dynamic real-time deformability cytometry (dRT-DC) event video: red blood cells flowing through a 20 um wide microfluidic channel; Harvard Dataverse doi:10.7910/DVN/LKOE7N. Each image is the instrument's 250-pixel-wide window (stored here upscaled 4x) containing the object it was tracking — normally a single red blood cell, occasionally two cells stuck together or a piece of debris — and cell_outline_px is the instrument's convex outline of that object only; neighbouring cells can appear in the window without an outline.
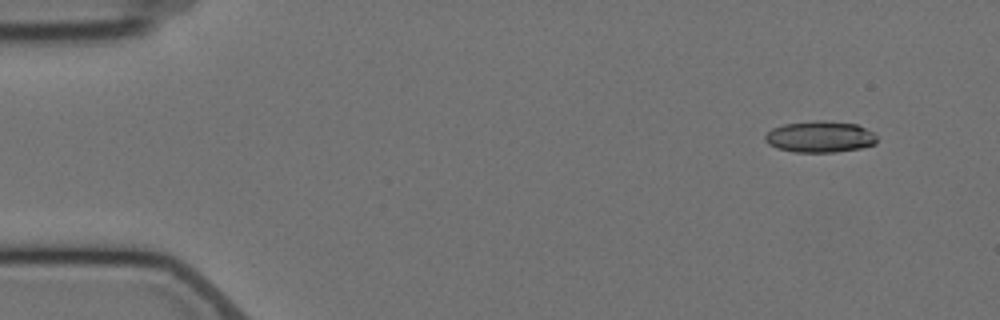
{"species": "Egyptian fruit bat (a non-hibernating species)", "species_latin": "Rousettus aegyptiacus", "temperature_condition": "cold", "stored_images_in_passage": 10, "camera_frame_rate_fps": 3000, "um_per_image_px": 0.085, "animal": {"sex": "female"}, "frame": {"image": 1, "passage_image": 1, "time_ms": 0.0, "image_size_px": [1000, 320], "cell_outline_px": [[876, 144], [860, 148], [836, 152], [796, 152], [776, 148], [768, 144], [764, 140], [764, 136], [772, 128], [784, 124], [816, 120], [820, 120], [856, 124], [872, 132], [876, 136]], "centroid_in_image_um": [69.67, 11.63], "position_along_channel_um": 15.3, "area_um2": 20.4}}
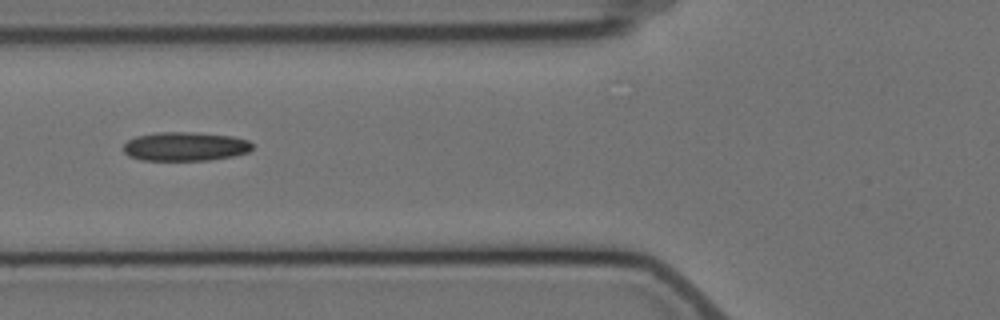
{"frame": {"image": 2, "passage_image": 6, "time_ms": 5.667, "image_size_px": [1000, 320], "cell_outline_px": [[252, 148], [248, 152], [232, 156], [208, 160], [140, 160], [128, 156], [124, 152], [124, 144], [128, 140], [136, 136], [160, 132], [196, 132], [232, 136], [248, 140], [252, 144]], "centroid_in_image_um": [15.73, 12.44], "position_along_channel_um": 110.1, "area_um2": 21.73}}
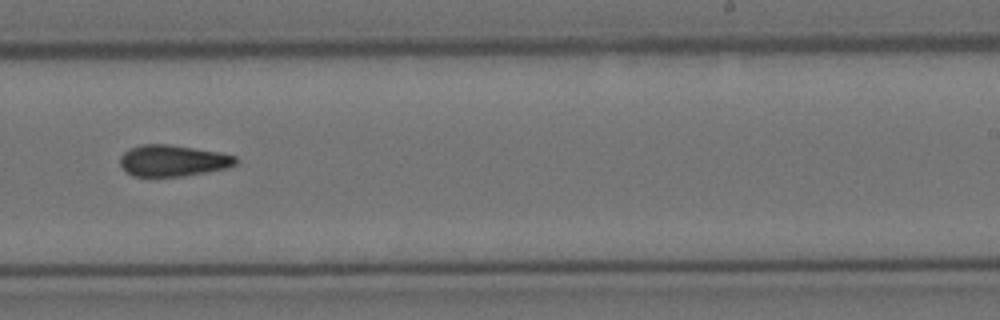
{"frame": {"image": 3, "passage_image": 10, "time_ms": 10.333, "image_size_px": [1000, 320], "cell_outline_px": [[240, 160], [236, 164], [228, 168], [184, 176], [132, 176], [120, 164], [120, 156], [128, 148], [140, 144], [168, 144], [220, 152], [236, 156]], "centroid_in_image_um": [14.72, 13.64], "position_along_channel_um": 274.3, "area_um2": 21.27}}